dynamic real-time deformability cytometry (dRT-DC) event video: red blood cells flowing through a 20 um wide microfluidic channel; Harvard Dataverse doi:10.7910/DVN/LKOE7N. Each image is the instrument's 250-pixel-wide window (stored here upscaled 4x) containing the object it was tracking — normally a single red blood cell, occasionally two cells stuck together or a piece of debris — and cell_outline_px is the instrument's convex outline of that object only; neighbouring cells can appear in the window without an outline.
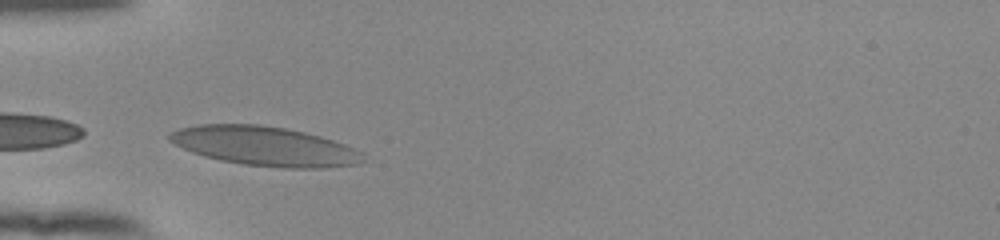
{"species": "human", "species_latin": "Homo sapiens", "temperature_condition": "room temperature", "stored_images_in_passage": 24, "camera_frame_rate_fps": 3000, "um_per_image_px": 0.085, "donor": {"sex": "female"}, "frame": {"image": 1, "passage_image": 7, "time_ms": 2.0, "image_size_px": [1000, 240], "cell_outline_px": [[364, 160], [360, 164], [320, 168], [284, 168], [244, 164], [220, 160], [204, 156], [192, 152], [168, 140], [168, 132], [180, 128], [196, 124], [260, 124], [284, 128], [304, 132], [320, 136], [344, 144], [364, 152]], "centroid_in_image_um": [22.51, 12.42], "position_along_channel_um": 62.5, "area_um2": 44.39}}
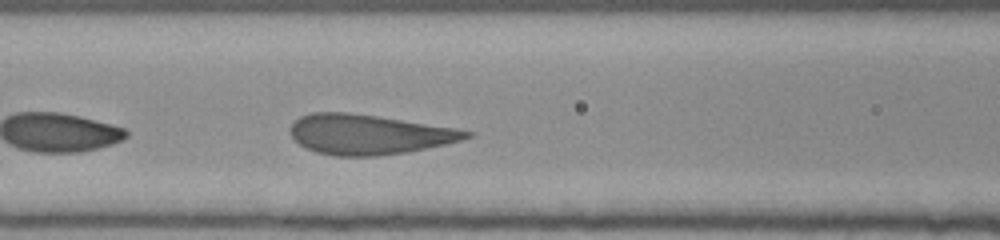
{"frame": {"image": 2, "passage_image": 13, "time_ms": 4.0, "image_size_px": [1000, 240], "cell_outline_px": [[472, 136], [460, 140], [444, 144], [404, 152], [376, 156], [332, 156], [316, 152], [300, 144], [292, 136], [292, 124], [300, 116], [312, 112], [348, 112], [376, 116], [456, 128], [472, 132]], "centroid_in_image_um": [31.32, 11.42], "position_along_channel_um": 135.3, "area_um2": 40.34}}
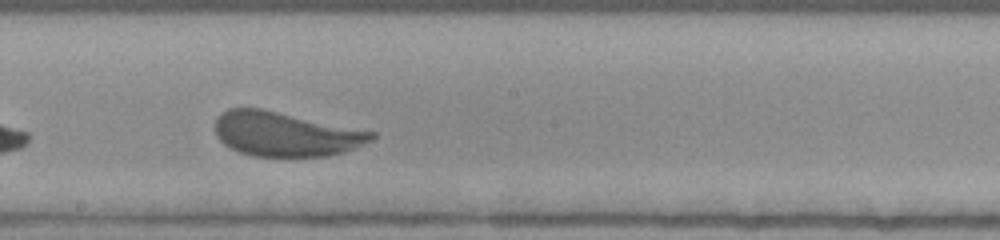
{"frame": {"image": 3, "passage_image": 20, "time_ms": 6.333, "image_size_px": [1000, 240], "cell_outline_px": [[376, 136], [372, 140], [344, 152], [328, 156], [252, 156], [240, 152], [224, 144], [220, 140], [216, 132], [216, 120], [220, 112], [228, 108], [260, 108], [376, 132]], "centroid_in_image_um": [24.26, 11.39], "position_along_channel_um": 223.9, "area_um2": 40.23}}